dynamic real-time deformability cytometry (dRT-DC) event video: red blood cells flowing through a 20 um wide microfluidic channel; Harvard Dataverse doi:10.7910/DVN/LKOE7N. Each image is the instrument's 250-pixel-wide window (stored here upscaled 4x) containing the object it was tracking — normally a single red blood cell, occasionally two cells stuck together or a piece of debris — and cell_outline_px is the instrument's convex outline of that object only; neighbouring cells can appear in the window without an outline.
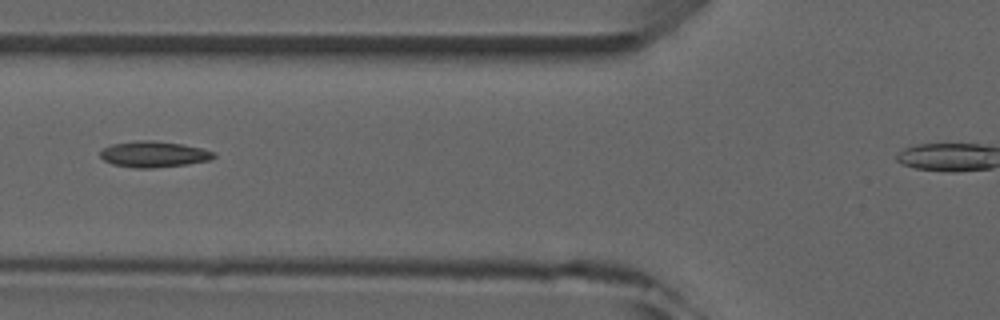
{"species": "common noctule bat (a hibernating species)", "species_latin": "Nyctalus noctula", "temperature_condition": "room temperature", "stored_images_in_passage": 5, "segment_of_instrument_passage": [1, 2], "camera_frame_rate_fps": 3000, "um_per_image_px": 0.085, "animal": {"sex": "male", "forearm_length_mm": 52.5}, "frame": {"image": 1, "passage_image": 4, "time_ms": 4.333, "image_size_px": [1000, 320], "cell_outline_px": [[216, 156], [208, 160], [188, 164], [152, 168], [136, 168], [112, 164], [104, 160], [100, 156], [100, 152], [104, 148], [112, 144], [140, 140], [152, 140], [180, 144], [200, 148], [216, 152]], "centroid_in_image_um": [13.07, 13.11], "position_along_channel_um": 112.7, "area_um2": 17.05}}